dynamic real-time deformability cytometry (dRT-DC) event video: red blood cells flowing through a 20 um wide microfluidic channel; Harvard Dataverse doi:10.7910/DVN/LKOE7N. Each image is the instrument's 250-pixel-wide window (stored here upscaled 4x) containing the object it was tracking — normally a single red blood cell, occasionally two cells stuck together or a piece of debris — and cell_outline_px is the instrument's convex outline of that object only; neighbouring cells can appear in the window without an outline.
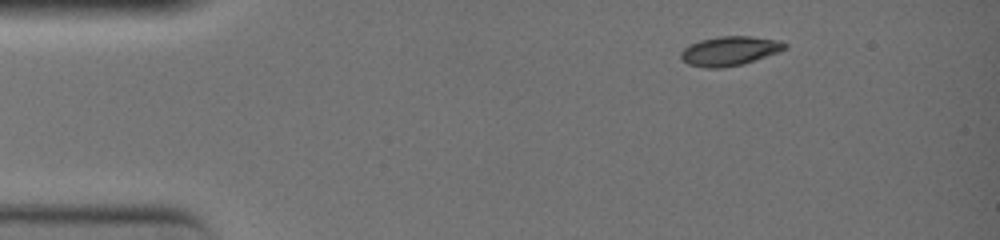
{"species": "common noctule bat (a hibernating species)", "species_latin": "Nyctalus noctula", "temperature_condition": "warm", "stored_images_in_passage": 3, "camera_frame_rate_fps": 3000, "um_per_image_px": 0.085, "animal": {"sex": "female", "body_mass_g": 19.0, "forearm_length_mm": 51.5}, "frame": {"image": 1, "passage_image": 1, "time_ms": 0.0, "image_size_px": [1000, 240], "cell_outline_px": [[788, 48], [780, 52], [744, 64], [720, 68], [708, 68], [688, 64], [680, 56], [680, 52], [688, 44], [700, 40], [720, 36], [752, 36], [780, 40], [788, 44]], "centroid_in_image_um": [62.07, 4.32], "position_along_channel_um": 22.9, "area_um2": 17.98}}